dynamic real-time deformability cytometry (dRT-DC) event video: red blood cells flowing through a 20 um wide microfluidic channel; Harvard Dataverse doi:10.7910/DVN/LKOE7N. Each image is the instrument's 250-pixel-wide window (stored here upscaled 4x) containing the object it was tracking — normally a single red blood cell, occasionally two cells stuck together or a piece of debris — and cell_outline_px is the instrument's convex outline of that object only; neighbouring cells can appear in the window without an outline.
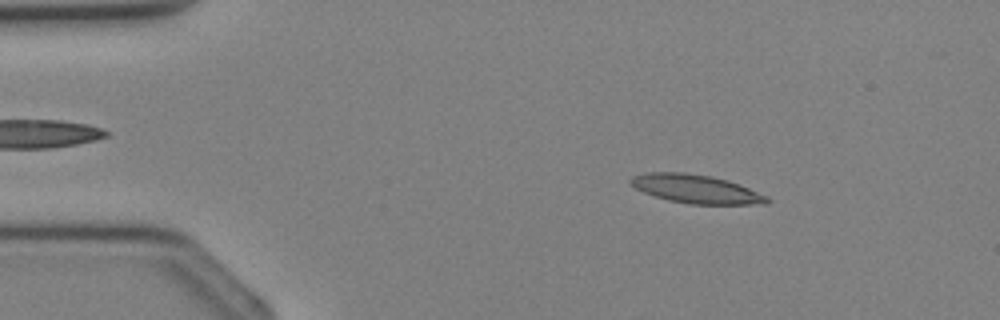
{"species": "Egyptian fruit bat (a non-hibernating species)", "species_latin": "Rousettus aegyptiacus", "temperature_condition": "cold", "stored_images_in_passage": 36, "camera_frame_rate_fps": 3000, "um_per_image_px": 0.085, "animal": {"sex": "female"}, "frame": {"image": 1, "passage_image": 5, "time_ms": 1.333, "image_size_px": [1000, 320], "cell_outline_px": [[772, 200], [768, 204], [688, 204], [668, 200], [644, 192], [628, 184], [628, 180], [632, 176], [644, 172], [684, 172], [712, 176], [728, 180], [768, 196]], "centroid_in_image_um": [59.14, 16.05], "position_along_channel_um": 25.9, "area_um2": 22.89}}
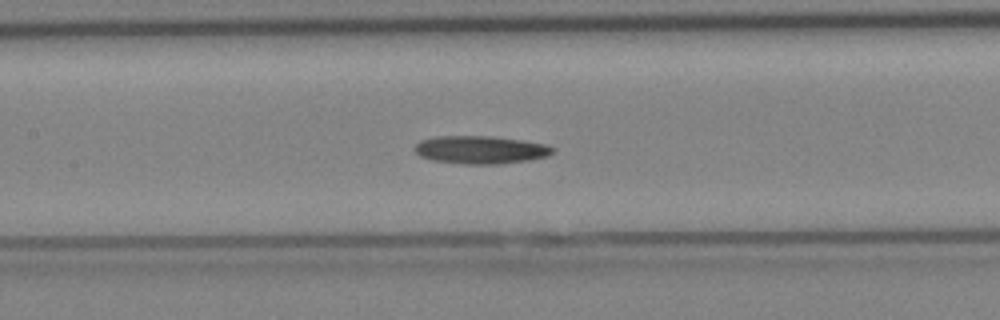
{"frame": {"image": 2, "passage_image": 16, "time_ms": 5.0, "image_size_px": [1000, 320], "cell_outline_px": [[556, 148], [548, 156], [528, 160], [500, 164], [464, 164], [432, 160], [420, 156], [412, 148], [420, 140], [436, 136], [492, 136], [520, 140], [544, 144]], "centroid_in_image_um": [40.81, 12.73], "position_along_channel_um": 166.6, "area_um2": 22.48}}
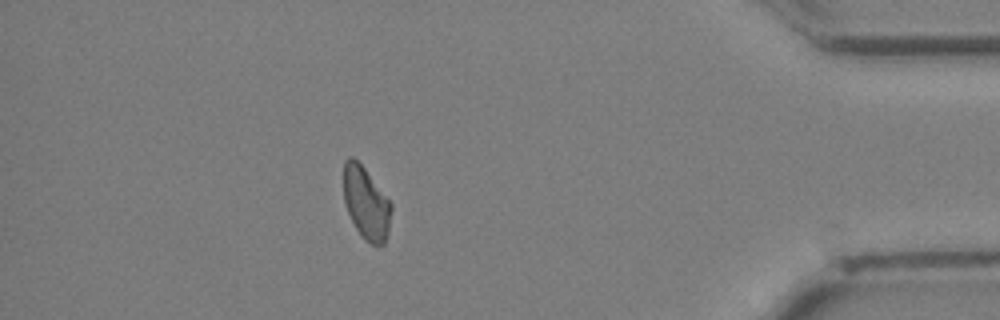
{"frame": {"image": 3, "passage_image": 31, "time_ms": 10.0, "image_size_px": [1000, 320], "cell_outline_px": [[392, 208], [388, 232], [384, 244], [372, 244], [356, 228], [344, 204], [344, 160], [348, 156], [352, 156], [364, 168], [392, 204]], "centroid_in_image_um": [31.11, 17.23], "position_along_channel_um": 404.1, "area_um2": 19.65}}